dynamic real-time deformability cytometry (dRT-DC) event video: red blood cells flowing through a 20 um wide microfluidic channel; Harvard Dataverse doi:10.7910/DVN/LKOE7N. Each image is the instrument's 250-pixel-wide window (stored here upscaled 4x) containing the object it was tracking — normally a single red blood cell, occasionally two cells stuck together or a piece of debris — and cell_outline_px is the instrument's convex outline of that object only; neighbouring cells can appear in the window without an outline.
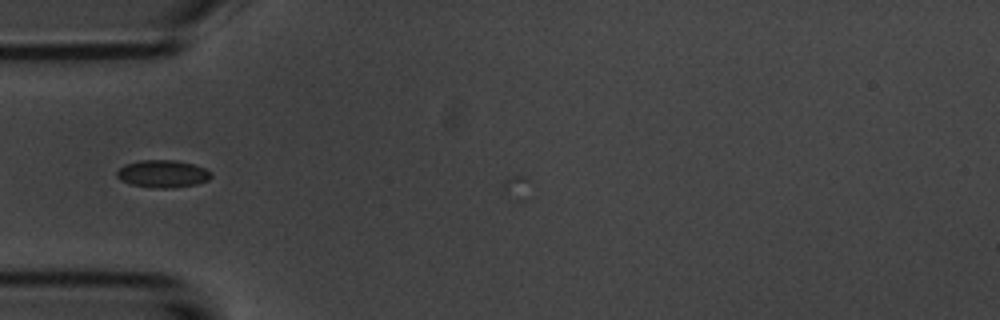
{"species": "common noctule bat (a hibernating species)", "species_latin": "Nyctalus noctula", "temperature_condition": "room temperature", "stored_images_in_passage": 16, "camera_frame_rate_fps": 3000, "um_per_image_px": 0.085, "animal": {"sex": "male", "body_mass_g": 20.1, "forearm_length_mm": 53.5}, "frame": {"image": 1, "passage_image": 15, "time_ms": 4.667, "image_size_px": [1000, 320], "cell_outline_px": [[212, 176], [208, 180], [196, 184], [176, 188], [152, 188], [132, 184], [120, 180], [116, 176], [116, 172], [124, 164], [140, 160], [176, 160], [192, 164], [204, 168], [212, 172]], "centroid_in_image_um": [13.83, 14.78], "position_along_channel_um": 71.2, "area_um2": 15.2}}